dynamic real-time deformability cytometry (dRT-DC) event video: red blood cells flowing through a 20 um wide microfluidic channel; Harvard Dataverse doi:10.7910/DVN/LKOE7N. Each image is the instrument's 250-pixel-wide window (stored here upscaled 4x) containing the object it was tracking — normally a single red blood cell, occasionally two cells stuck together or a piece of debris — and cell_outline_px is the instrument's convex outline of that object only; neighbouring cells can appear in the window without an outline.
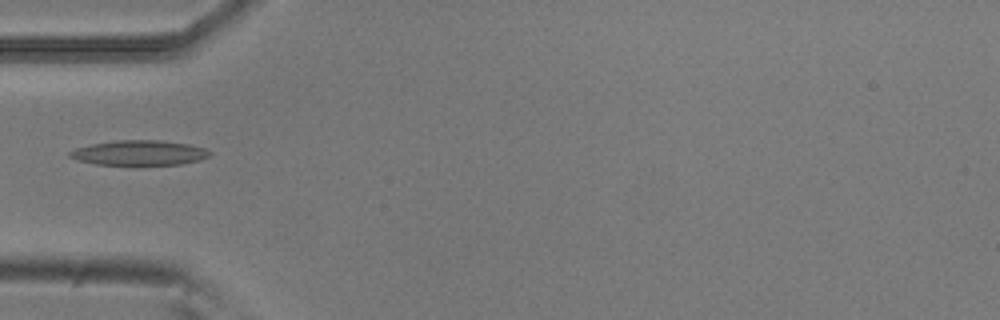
{"species": "common noctule bat (a hibernating species)", "species_latin": "Nyctalus noctula", "temperature_condition": "room temperature", "stored_images_in_passage": 37, "camera_frame_rate_fps": 3000, "um_per_image_px": 0.085, "animal": {"sex": "male", "body_mass_g": 20.5, "forearm_length_mm": 52.5}, "frame": {"image": 1, "passage_image": 1, "time_ms": 0.0, "image_size_px": [1000, 320], "cell_outline_px": [[212, 152], [208, 156], [200, 160], [180, 164], [136, 168], [96, 164], [76, 160], [68, 156], [68, 152], [76, 148], [92, 144], [116, 140], [160, 140], [188, 144], [204, 148]], "centroid_in_image_um": [11.81, 13.04], "position_along_channel_um": 73.2, "area_um2": 21.33}}
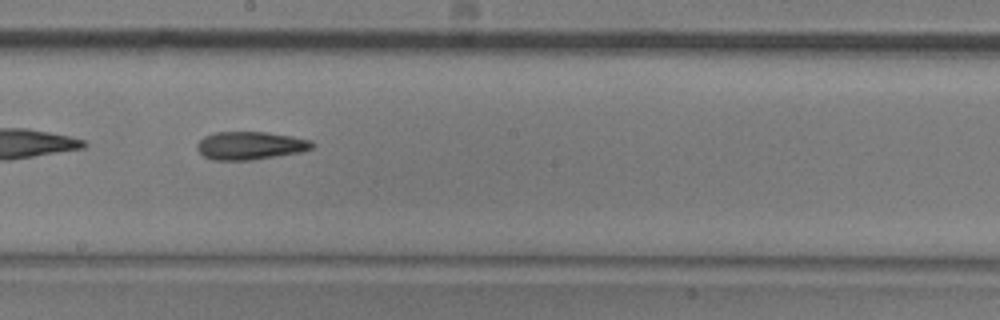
{"frame": {"image": 2, "passage_image": 13, "time_ms": 4.0, "image_size_px": [1000, 320], "cell_outline_px": [[316, 144], [312, 148], [300, 152], [252, 160], [212, 160], [204, 156], [196, 148], [196, 144], [204, 136], [212, 132], [268, 132], [292, 136], [312, 140]], "centroid_in_image_um": [21.27, 12.37], "position_along_channel_um": 226.9, "area_um2": 18.96}}
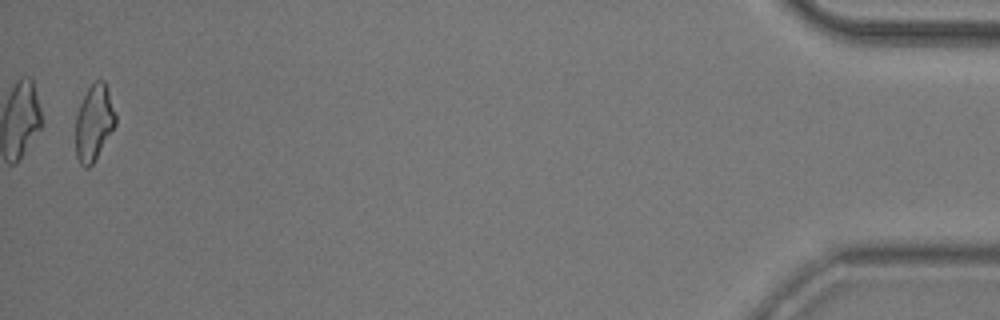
{"frame": {"image": 3, "passage_image": 36, "time_ms": 11.667, "image_size_px": [1000, 320], "cell_outline_px": [[116, 124], [92, 164], [88, 168], [84, 168], [80, 164], [76, 156], [76, 116], [80, 104], [88, 88], [96, 80], [104, 80], [116, 116]], "centroid_in_image_um": [7.97, 10.45], "position_along_channel_um": 427.2, "area_um2": 17.34}}